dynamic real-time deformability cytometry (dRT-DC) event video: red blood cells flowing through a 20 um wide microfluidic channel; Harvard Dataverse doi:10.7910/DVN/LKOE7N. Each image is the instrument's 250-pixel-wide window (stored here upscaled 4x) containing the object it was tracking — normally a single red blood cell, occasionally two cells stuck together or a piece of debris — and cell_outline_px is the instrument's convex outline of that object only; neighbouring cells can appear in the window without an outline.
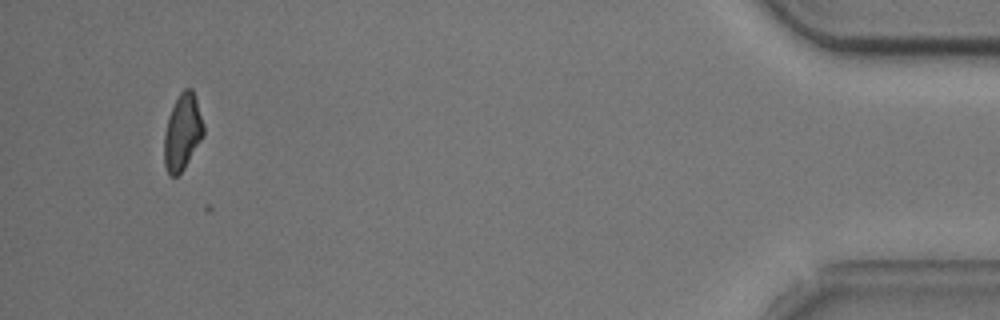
{"species": "common noctule bat (a hibernating species)", "species_latin": "Nyctalus noctula", "temperature_condition": "cold", "stored_images_in_passage": 40, "camera_frame_rate_fps": 3000, "um_per_image_px": 0.085, "animal": {"sex": "male", "body_mass_g": 20.5, "forearm_length_mm": 52.5}, "frame": {"image": 1, "passage_image": 37, "time_ms": 12.0, "image_size_px": [1000, 320], "cell_outline_px": [[204, 136], [184, 168], [176, 176], [172, 176], [168, 172], [164, 164], [164, 136], [168, 116], [180, 92], [184, 88], [192, 88], [204, 124]], "centroid_in_image_um": [15.51, 11.23], "position_along_channel_um": 419.7, "area_um2": 17.34}, "authors_computed_cell_mechanics": {"area_um2": 18.8139, "velocity_mm_per_s": 3.7448, "shape_relaxation_time_tau1_ms": 2.7523, "shape_relaxation_time_tau2_ms": 4.85, "deformation_change_tau1": 0.1167, "deformation_change_tau2": 0.1162}}